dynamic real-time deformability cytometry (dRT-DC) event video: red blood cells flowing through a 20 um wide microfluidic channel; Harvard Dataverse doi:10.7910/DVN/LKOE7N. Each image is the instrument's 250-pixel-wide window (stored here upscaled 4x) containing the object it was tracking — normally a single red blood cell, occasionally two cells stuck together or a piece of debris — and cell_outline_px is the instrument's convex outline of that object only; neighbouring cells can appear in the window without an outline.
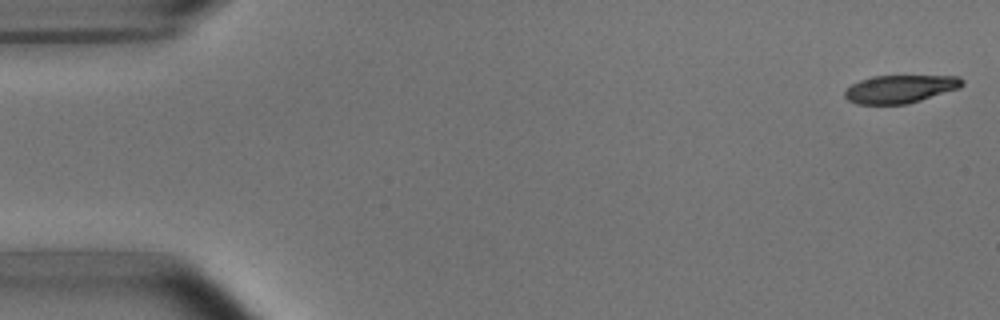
{"species": "common noctule bat (a hibernating species)", "species_latin": "Nyctalus noctula", "temperature_condition": "room temperature", "stored_images_in_passage": 6, "camera_frame_rate_fps": 3000, "um_per_image_px": 0.085, "animal": {"sex": "male", "body_mass_g": 15.6}, "frame": {"image": 1, "passage_image": 1, "time_ms": 0.0, "image_size_px": [1000, 320], "cell_outline_px": [[964, 84], [960, 88], [908, 104], [856, 104], [848, 100], [844, 96], [844, 92], [852, 84], [860, 80], [872, 76], [960, 76], [964, 80]], "centroid_in_image_um": [76.53, 7.56], "position_along_channel_um": 8.5, "area_um2": 19.19}}
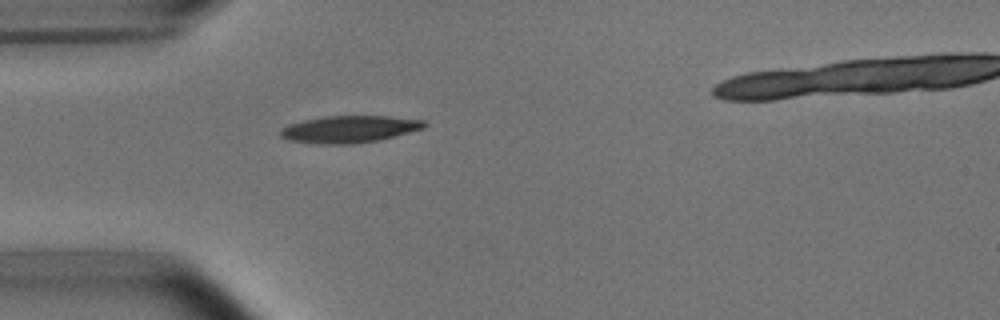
{"frame": {"image": 2, "passage_image": 5, "time_ms": 4.667, "image_size_px": [1000, 320], "cell_outline_px": [[428, 124], [424, 128], [396, 136], [380, 140], [356, 144], [316, 144], [288, 140], [280, 136], [280, 128], [288, 124], [304, 120], [328, 116], [388, 116], [424, 120]], "centroid_in_image_um": [29.69, 10.99], "position_along_channel_um": 55.3, "area_um2": 22.89}}